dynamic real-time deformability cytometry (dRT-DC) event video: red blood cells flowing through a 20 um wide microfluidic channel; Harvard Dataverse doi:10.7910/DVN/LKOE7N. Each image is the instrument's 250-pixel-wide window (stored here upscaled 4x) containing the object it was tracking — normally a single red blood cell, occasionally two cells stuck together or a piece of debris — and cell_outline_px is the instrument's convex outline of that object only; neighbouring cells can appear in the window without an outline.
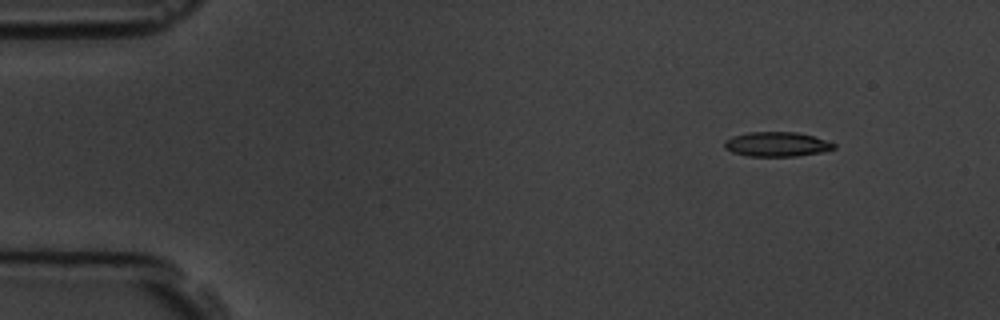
{"species": "common noctule bat (a hibernating species)", "species_latin": "Nyctalus noctula", "temperature_condition": "room temperature", "stored_images_in_passage": 6, "segment_of_instrument_passage": [2, 2], "camera_frame_rate_fps": 3000, "um_per_image_px": 0.085, "animal": {"sex": "male", "body_mass_g": 19.5, "forearm_length_mm": 54.6}, "frame": {"image": 1, "passage_image": 6, "time_ms": 6.667, "image_size_px": [1000, 320], "cell_outline_px": [[836, 148], [820, 152], [796, 156], [748, 156], [732, 152], [724, 148], [724, 140], [732, 136], [748, 132], [796, 132], [812, 136], [836, 144]], "centroid_in_image_um": [65.98, 12.26], "position_along_channel_um": 19.0, "area_um2": 15.61}}